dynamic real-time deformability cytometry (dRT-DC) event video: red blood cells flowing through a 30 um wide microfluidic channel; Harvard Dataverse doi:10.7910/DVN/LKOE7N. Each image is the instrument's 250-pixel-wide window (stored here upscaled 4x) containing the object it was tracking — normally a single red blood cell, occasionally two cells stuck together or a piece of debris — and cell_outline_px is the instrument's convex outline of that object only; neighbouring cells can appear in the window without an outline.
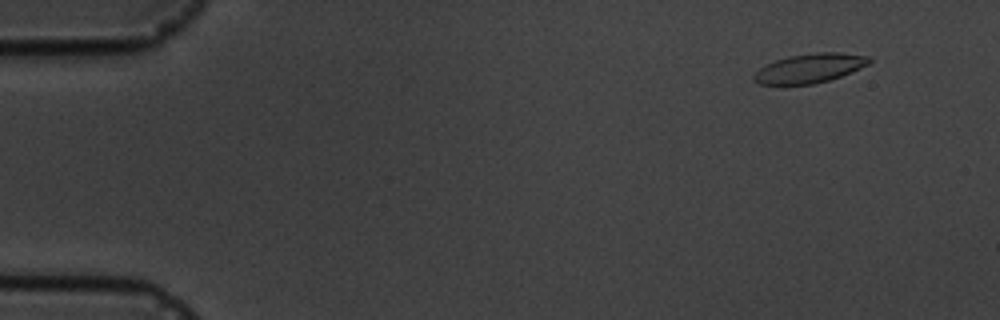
{"species": "common noctule bat (a hibernating species)", "species_latin": "Nyctalus noctula", "temperature_condition": "cold", "stored_images_in_passage": 15, "camera_frame_rate_fps": 3000, "um_per_image_px": 0.085, "animal": {"sex": "male", "body_mass_g": 19.5, "forearm_length_mm": 54.6}, "frame": {"image": 1, "passage_image": 1, "time_ms": 0.0, "image_size_px": [1000, 320], "cell_outline_px": [[872, 60], [868, 64], [860, 68], [840, 76], [828, 80], [812, 84], [784, 88], [760, 84], [752, 80], [752, 76], [760, 68], [776, 60], [788, 56], [816, 52], [840, 52], [872, 56]], "centroid_in_image_um": [68.77, 5.84], "position_along_channel_um": 16.2, "area_um2": 20.29}}
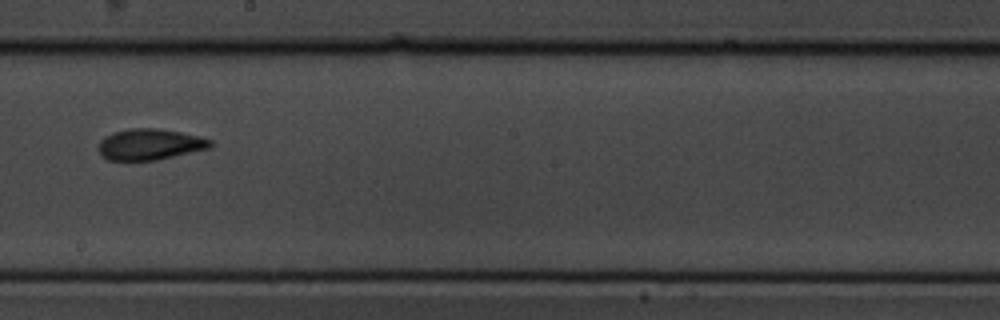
{"frame": {"image": 2, "passage_image": 8, "time_ms": 9.0, "image_size_px": [1000, 320], "cell_outline_px": [[212, 148], [156, 160], [108, 160], [100, 152], [100, 140], [116, 132], [128, 128], [156, 128], [180, 132], [200, 136], [212, 140]], "centroid_in_image_um": [12.81, 12.27], "position_along_channel_um": 235.4, "area_um2": 20.06}}
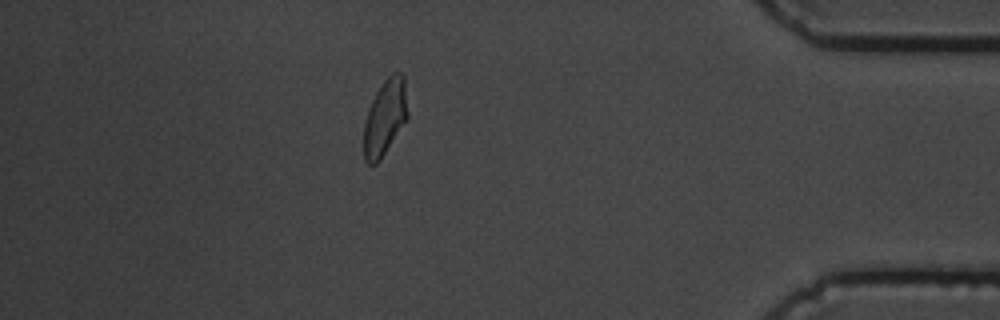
{"frame": {"image": 3, "passage_image": 13, "time_ms": 14.667, "image_size_px": [1000, 320], "cell_outline_px": [[408, 116], [380, 160], [376, 164], [368, 164], [364, 160], [364, 120], [368, 108], [376, 92], [384, 80], [392, 72], [400, 72], [404, 76], [408, 112]], "centroid_in_image_um": [32.71, 9.96], "position_along_channel_um": 402.5, "area_um2": 19.31}, "authors_computed_cell_mechanics": {"area_um2": 19.8832, "velocity_mm_per_s": 3.6432, "shape_relaxation_time_tau1_ms": 4.8475, "shape_relaxation_time_tau2_ms": 1.198, "deformation_change_tau1": 0.1223, "deformation_change_tau2": 0.0438}}